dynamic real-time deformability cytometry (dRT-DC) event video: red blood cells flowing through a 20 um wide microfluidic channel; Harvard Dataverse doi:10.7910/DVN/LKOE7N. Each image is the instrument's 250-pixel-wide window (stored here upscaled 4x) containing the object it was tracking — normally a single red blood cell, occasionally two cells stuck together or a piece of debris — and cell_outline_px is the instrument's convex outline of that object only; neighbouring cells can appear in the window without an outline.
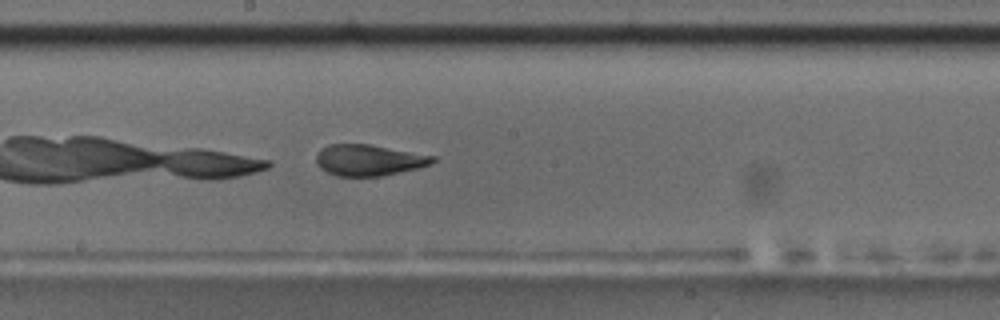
{"species": "common noctule bat (a hibernating species)", "species_latin": "Nyctalus noctula", "temperature_condition": "room temperature", "stored_images_in_passage": 30, "camera_frame_rate_fps": 3000, "um_per_image_px": 0.085, "animal": {"sex": "male", "body_mass_g": 17.5, "forearm_length_mm": 52.3}, "frame": {"image": 1, "passage_image": 13, "time_ms": 4.0, "image_size_px": [1000, 320], "cell_outline_px": [[436, 160], [428, 164], [416, 168], [380, 176], [336, 176], [320, 168], [316, 164], [316, 156], [320, 148], [328, 144], [368, 144], [436, 156]], "centroid_in_image_um": [31.29, 13.6], "position_along_channel_um": 216.9, "area_um2": 20.98}, "authors_computed_cell_mechanics": {"area_um2": 21.1259, "velocity_mm_per_s": 3.6745, "shape_relaxation_time_tau1_ms": 4.0307, "shape_relaxation_time_tau2_ms": 1.1061, "deformation_change_tau1": 0.1667, "deformation_change_tau2": 0.0894}}